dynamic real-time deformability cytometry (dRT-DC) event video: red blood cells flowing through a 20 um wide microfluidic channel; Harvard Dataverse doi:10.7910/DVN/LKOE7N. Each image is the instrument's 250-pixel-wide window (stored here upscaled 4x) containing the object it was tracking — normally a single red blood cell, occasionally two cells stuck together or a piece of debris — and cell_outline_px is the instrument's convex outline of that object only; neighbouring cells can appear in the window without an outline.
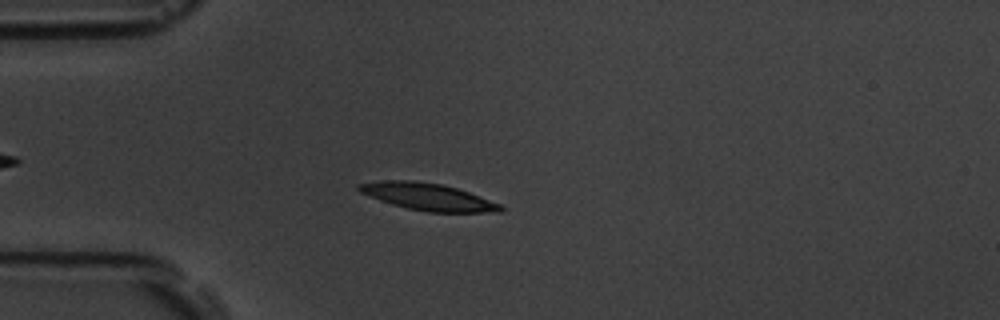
{"species": "common noctule bat (a hibernating species)", "species_latin": "Nyctalus noctula", "temperature_condition": "room temperature", "stored_images_in_passage": 54, "camera_frame_rate_fps": 3000, "um_per_image_px": 0.085, "animal": {"sex": "male", "body_mass_g": 19.5, "forearm_length_mm": 54.6}, "frame": {"image": 1, "passage_image": 14, "time_ms": 4.333, "image_size_px": [1000, 320], "cell_outline_px": [[504, 212], [428, 212], [408, 208], [392, 204], [380, 200], [360, 192], [356, 188], [356, 184], [380, 180], [416, 180], [440, 184], [456, 188], [468, 192], [500, 204], [504, 208]], "centroid_in_image_um": [36.34, 16.72], "position_along_channel_um": 48.7, "area_um2": 22.25}}
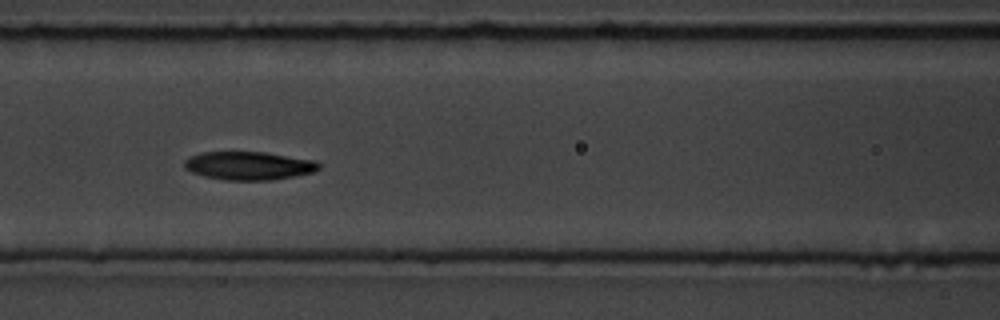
{"frame": {"image": 2, "passage_image": 23, "time_ms": 7.333, "image_size_px": [1000, 320], "cell_outline_px": [[320, 168], [312, 172], [296, 176], [272, 180], [224, 180], [204, 176], [192, 172], [184, 168], [184, 160], [200, 152], [264, 152], [316, 160], [320, 164]], "centroid_in_image_um": [21.16, 14.08], "position_along_channel_um": 145.4, "area_um2": 22.25}}
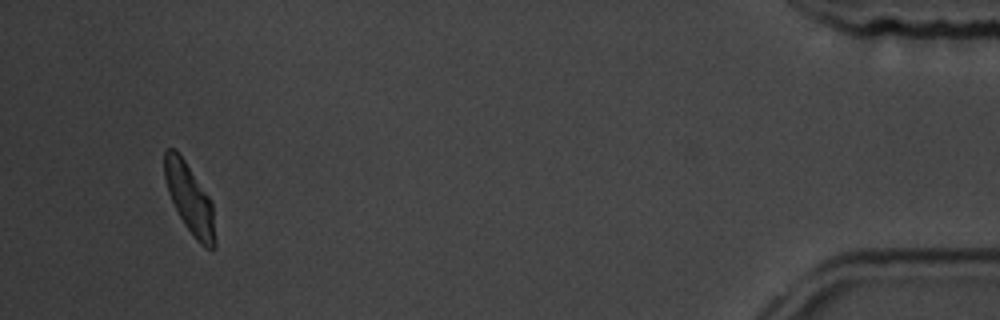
{"frame": {"image": 3, "passage_image": 51, "time_ms": 16.667, "image_size_px": [1000, 320], "cell_outline_px": [[216, 248], [212, 252], [200, 244], [196, 240], [184, 224], [168, 192], [164, 176], [164, 152], [168, 148], [172, 148], [184, 160], [212, 200], [216, 240]], "centroid_in_image_um": [16.16, 16.96], "position_along_channel_um": 419.0, "area_um2": 20.46}, "authors_computed_cell_mechanics": {"area_um2": 22.1374, "velocity_mm_per_s": 3.7368, "shape_relaxation_time_tau1_ms": 3.8006, "shape_relaxation_time_tau2_ms": 3.4699, "deformation_change_tau1": 0.1282, "deformation_change_tau2": 0.0911}}